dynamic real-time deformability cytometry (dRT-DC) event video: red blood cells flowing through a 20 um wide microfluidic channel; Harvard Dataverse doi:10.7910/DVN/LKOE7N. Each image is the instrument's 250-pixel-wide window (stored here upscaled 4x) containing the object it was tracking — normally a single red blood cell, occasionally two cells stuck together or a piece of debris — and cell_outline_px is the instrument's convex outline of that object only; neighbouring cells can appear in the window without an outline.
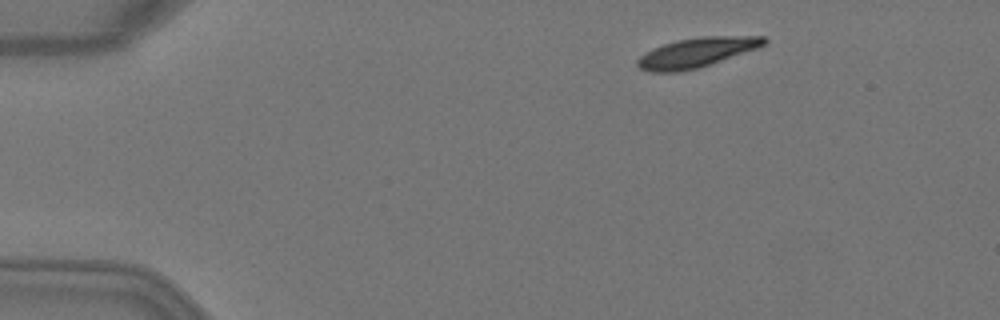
{"species": "Egyptian fruit bat (a non-hibernating species)", "species_latin": "Rousettus aegyptiacus", "temperature_condition": "warm", "stored_images_in_passage": 3, "camera_frame_rate_fps": 3000, "um_per_image_px": 0.085, "animal": {"sex": "female"}, "frame": {"image": 1, "passage_image": 1, "time_ms": 0.0, "image_size_px": [1000, 320], "cell_outline_px": [[768, 40], [764, 44], [756, 48], [700, 68], [680, 72], [652, 72], [640, 68], [636, 64], [636, 60], [640, 56], [652, 48], [676, 40], [700, 36], [768, 36]], "centroid_in_image_um": [59.19, 4.46], "position_along_channel_um": 25.8, "area_um2": 21.91}}